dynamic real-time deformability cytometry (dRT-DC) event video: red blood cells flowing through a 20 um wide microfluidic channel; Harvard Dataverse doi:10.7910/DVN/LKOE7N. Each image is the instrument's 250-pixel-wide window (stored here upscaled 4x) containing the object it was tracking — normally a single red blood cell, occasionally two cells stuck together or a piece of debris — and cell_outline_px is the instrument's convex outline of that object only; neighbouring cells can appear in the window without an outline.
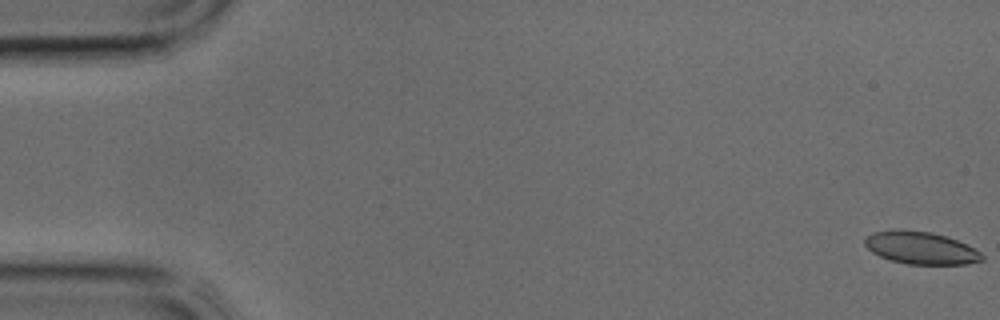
{"species": "common noctule bat (a hibernating species)", "species_latin": "Nyctalus noctula", "temperature_condition": "cold", "stored_images_in_passage": 39, "camera_frame_rate_fps": 3000, "um_per_image_px": 0.085, "animal": {"sex": "male", "body_mass_g": 17.9, "forearm_length_mm": 54.2}, "frame": {"image": 1, "passage_image": 1, "time_ms": 0.0, "image_size_px": [1000, 320], "cell_outline_px": [[984, 260], [968, 264], [908, 264], [892, 260], [880, 256], [872, 252], [864, 244], [864, 240], [872, 232], [900, 228], [932, 232], [948, 236], [968, 244], [980, 252], [984, 256]], "centroid_in_image_um": [78.29, 21.05], "position_along_channel_um": 6.7, "area_um2": 22.48}}
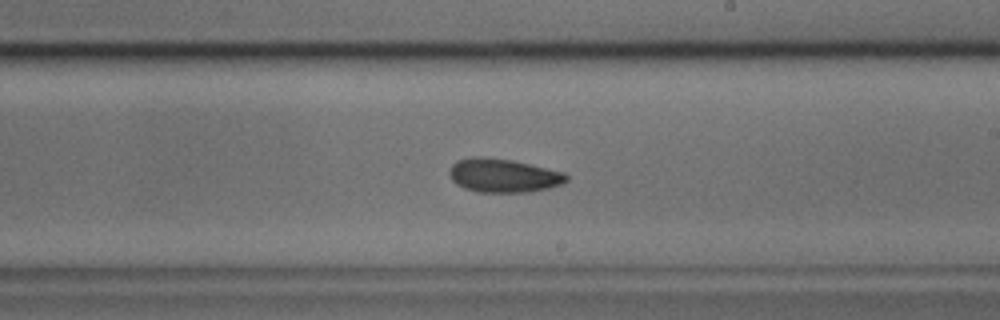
{"frame": {"image": 2, "passage_image": 23, "time_ms": 7.333, "image_size_px": [1000, 320], "cell_outline_px": [[568, 180], [560, 184], [548, 188], [528, 192], [476, 192], [464, 188], [456, 184], [452, 180], [448, 172], [452, 164], [456, 160], [472, 156], [484, 156], [512, 160], [564, 172], [568, 176]], "centroid_in_image_um": [42.74, 14.91], "position_along_channel_um": 246.3, "area_um2": 23.12}}
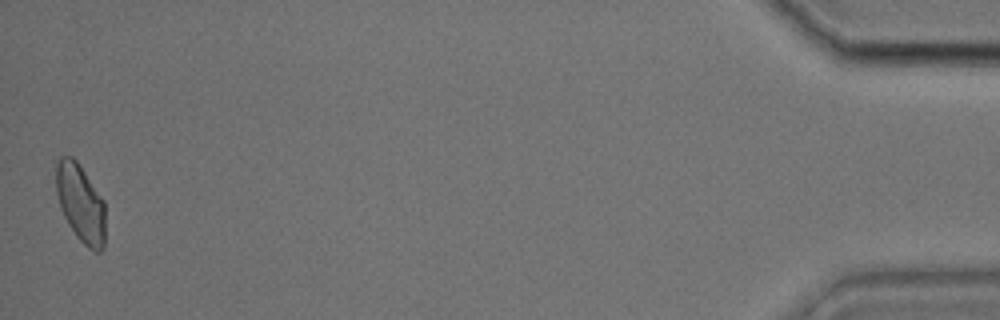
{"frame": {"image": 3, "passage_image": 39, "time_ms": 12.667, "image_size_px": [1000, 320], "cell_outline_px": [[104, 248], [100, 252], [92, 252], [76, 236], [68, 224], [60, 208], [56, 192], [56, 160], [60, 156], [72, 156], [76, 160], [104, 200]], "centroid_in_image_um": [6.84, 17.28], "position_along_channel_um": 428.4, "area_um2": 22.48}}